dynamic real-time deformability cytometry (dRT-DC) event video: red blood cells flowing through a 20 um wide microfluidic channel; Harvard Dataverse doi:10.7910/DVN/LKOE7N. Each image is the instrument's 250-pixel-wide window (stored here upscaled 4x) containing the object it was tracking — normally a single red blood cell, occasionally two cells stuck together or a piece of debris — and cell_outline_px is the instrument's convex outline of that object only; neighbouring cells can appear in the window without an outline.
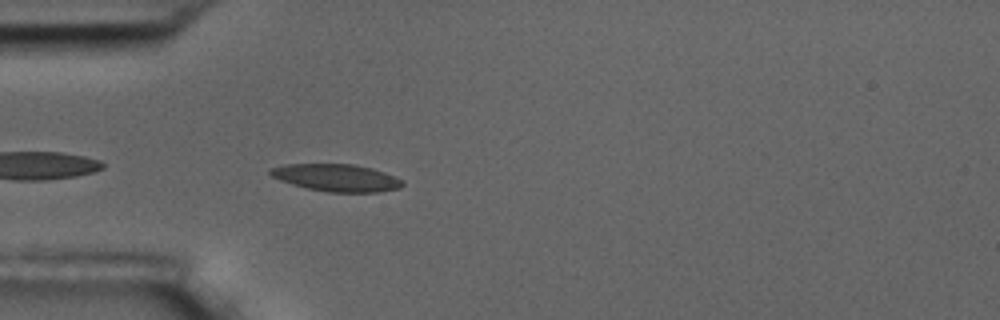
{"species": "common noctule bat (a hibernating species)", "species_latin": "Nyctalus noctula", "temperature_condition": "room temperature", "stored_images_in_passage": 41, "camera_frame_rate_fps": 3000, "um_per_image_px": 0.085, "animal": {"sex": "male", "body_mass_g": 17.5, "forearm_length_mm": 52.3}, "frame": {"image": 1, "passage_image": 2, "time_ms": 0.333, "image_size_px": [1000, 320], "cell_outline_px": [[404, 184], [400, 188], [376, 192], [328, 192], [308, 188], [292, 184], [280, 180], [272, 176], [268, 172], [268, 168], [284, 164], [352, 164], [372, 168], [384, 172], [404, 180]], "centroid_in_image_um": [28.6, 15.1], "position_along_channel_um": 56.4, "area_um2": 21.04}}
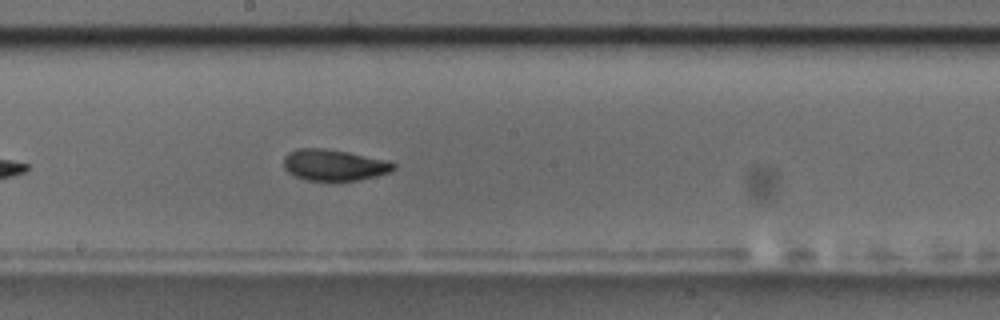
{"frame": {"image": 2, "passage_image": 16, "time_ms": 5.0, "image_size_px": [1000, 320], "cell_outline_px": [[396, 168], [388, 172], [376, 176], [356, 180], [308, 180], [296, 176], [288, 172], [284, 168], [284, 156], [288, 152], [296, 148], [324, 148], [348, 152], [392, 160], [396, 164]], "centroid_in_image_um": [28.42, 14.0], "position_along_channel_um": 219.8, "area_um2": 20.11}}
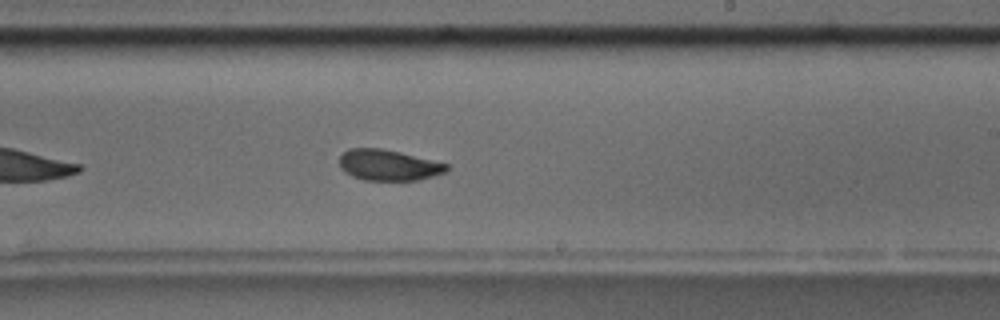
{"frame": {"image": 3, "passage_image": 19, "time_ms": 6.0, "image_size_px": [1000, 320], "cell_outline_px": [[448, 172], [420, 180], [364, 180], [352, 176], [344, 172], [340, 168], [340, 156], [348, 148], [380, 148], [400, 152], [448, 164]], "centroid_in_image_um": [33.02, 14.04], "position_along_channel_um": 256.0, "area_um2": 19.36}, "authors_computed_cell_mechanics": {"area_um2": 20.1144, "velocity_mm_per_s": 3.6226, "shape_relaxation_time_tau1_ms": null, "shape_relaxation_time_tau2_ms": 1.9034, "deformation_change_tau1": null, "deformation_change_tau2": 0.067}}